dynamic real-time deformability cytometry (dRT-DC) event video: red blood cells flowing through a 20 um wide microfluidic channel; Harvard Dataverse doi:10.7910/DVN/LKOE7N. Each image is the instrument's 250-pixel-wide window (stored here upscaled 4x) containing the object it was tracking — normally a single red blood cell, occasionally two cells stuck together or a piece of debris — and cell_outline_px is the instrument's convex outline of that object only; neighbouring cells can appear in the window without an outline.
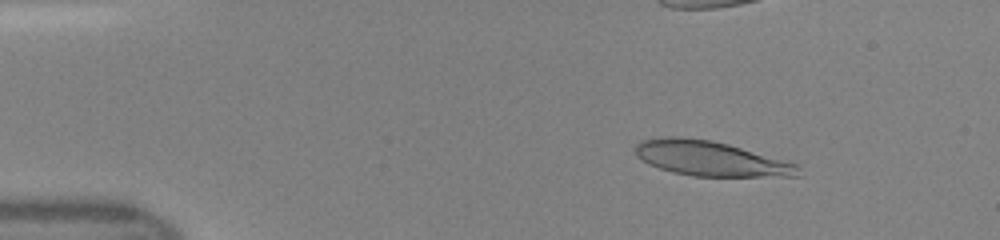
{"species": "human", "species_latin": "Homo sapiens", "temperature_condition": "room temperature", "stored_images_in_passage": 45, "camera_frame_rate_fps": 3000, "um_per_image_px": 0.085, "donor": {"sex": "female"}, "frame": {"image": 1, "passage_image": 7, "time_ms": 2.0, "image_size_px": [1000, 240], "cell_outline_px": [[800, 176], [692, 176], [672, 172], [648, 164], [636, 156], [636, 144], [640, 140], [664, 136], [680, 136], [712, 140], [728, 144], [796, 164], [800, 168]], "centroid_in_image_um": [60.33, 13.47], "position_along_channel_um": 24.7, "area_um2": 32.95}}